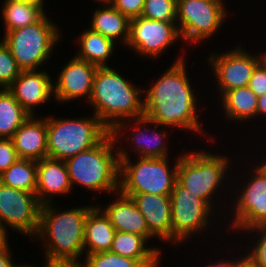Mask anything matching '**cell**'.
I'll use <instances>...</instances> for the list:
<instances>
[{"mask_svg": "<svg viewBox=\"0 0 266 267\" xmlns=\"http://www.w3.org/2000/svg\"><path fill=\"white\" fill-rule=\"evenodd\" d=\"M183 57H179L159 79L143 90L144 117L154 124L156 129L161 126L176 127L190 130L193 133L202 132L198 120V96L194 94L188 79Z\"/></svg>", "mask_w": 266, "mask_h": 267, "instance_id": "obj_1", "label": "cell"}, {"mask_svg": "<svg viewBox=\"0 0 266 267\" xmlns=\"http://www.w3.org/2000/svg\"><path fill=\"white\" fill-rule=\"evenodd\" d=\"M142 93L139 87L126 80L113 68L109 66L97 68L88 103L94 107V114L110 130L116 142L120 139L123 128L129 126L130 119L143 117Z\"/></svg>", "mask_w": 266, "mask_h": 267, "instance_id": "obj_2", "label": "cell"}, {"mask_svg": "<svg viewBox=\"0 0 266 267\" xmlns=\"http://www.w3.org/2000/svg\"><path fill=\"white\" fill-rule=\"evenodd\" d=\"M93 207H76L60 212L53 208L52 203L41 206L40 226L35 238L46 247V260L78 261L82 257L85 221Z\"/></svg>", "mask_w": 266, "mask_h": 267, "instance_id": "obj_3", "label": "cell"}, {"mask_svg": "<svg viewBox=\"0 0 266 267\" xmlns=\"http://www.w3.org/2000/svg\"><path fill=\"white\" fill-rule=\"evenodd\" d=\"M116 143L109 132L97 145L67 159L65 163L71 184L77 183L91 192H118L119 154Z\"/></svg>", "mask_w": 266, "mask_h": 267, "instance_id": "obj_4", "label": "cell"}, {"mask_svg": "<svg viewBox=\"0 0 266 267\" xmlns=\"http://www.w3.org/2000/svg\"><path fill=\"white\" fill-rule=\"evenodd\" d=\"M117 150L119 154L120 193L171 195L177 182L179 156L173 167H169L168 157H138L134 164L130 160L127 151L122 149V146H117Z\"/></svg>", "mask_w": 266, "mask_h": 267, "instance_id": "obj_5", "label": "cell"}, {"mask_svg": "<svg viewBox=\"0 0 266 267\" xmlns=\"http://www.w3.org/2000/svg\"><path fill=\"white\" fill-rule=\"evenodd\" d=\"M109 132L94 113L89 118L47 117V157L66 161L97 145Z\"/></svg>", "mask_w": 266, "mask_h": 267, "instance_id": "obj_6", "label": "cell"}, {"mask_svg": "<svg viewBox=\"0 0 266 267\" xmlns=\"http://www.w3.org/2000/svg\"><path fill=\"white\" fill-rule=\"evenodd\" d=\"M229 162L228 157L207 150L185 153L183 149L179 156L177 182L213 208V195L224 184Z\"/></svg>", "mask_w": 266, "mask_h": 267, "instance_id": "obj_7", "label": "cell"}, {"mask_svg": "<svg viewBox=\"0 0 266 267\" xmlns=\"http://www.w3.org/2000/svg\"><path fill=\"white\" fill-rule=\"evenodd\" d=\"M46 15L31 25L5 32L2 38L21 70H37L50 59L60 39L57 25Z\"/></svg>", "mask_w": 266, "mask_h": 267, "instance_id": "obj_8", "label": "cell"}, {"mask_svg": "<svg viewBox=\"0 0 266 267\" xmlns=\"http://www.w3.org/2000/svg\"><path fill=\"white\" fill-rule=\"evenodd\" d=\"M176 9L181 40L190 44L214 36L227 18L222 0H177Z\"/></svg>", "mask_w": 266, "mask_h": 267, "instance_id": "obj_9", "label": "cell"}, {"mask_svg": "<svg viewBox=\"0 0 266 267\" xmlns=\"http://www.w3.org/2000/svg\"><path fill=\"white\" fill-rule=\"evenodd\" d=\"M170 198L174 243L184 242L197 232L207 230L208 223L211 224L209 218L214 215V208L212 210L202 198L195 196L178 182L175 183Z\"/></svg>", "mask_w": 266, "mask_h": 267, "instance_id": "obj_10", "label": "cell"}, {"mask_svg": "<svg viewBox=\"0 0 266 267\" xmlns=\"http://www.w3.org/2000/svg\"><path fill=\"white\" fill-rule=\"evenodd\" d=\"M42 204L36 193L6 186L0 182V225L23 235L35 236L40 226Z\"/></svg>", "mask_w": 266, "mask_h": 267, "instance_id": "obj_11", "label": "cell"}, {"mask_svg": "<svg viewBox=\"0 0 266 267\" xmlns=\"http://www.w3.org/2000/svg\"><path fill=\"white\" fill-rule=\"evenodd\" d=\"M247 181L234 203V220L231 219L230 226L235 231L266 225V165H257Z\"/></svg>", "mask_w": 266, "mask_h": 267, "instance_id": "obj_12", "label": "cell"}, {"mask_svg": "<svg viewBox=\"0 0 266 267\" xmlns=\"http://www.w3.org/2000/svg\"><path fill=\"white\" fill-rule=\"evenodd\" d=\"M265 58V51L261 55H252L240 46L232 50L209 56L208 62L218 84L220 97L231 89L248 86L255 67Z\"/></svg>", "mask_w": 266, "mask_h": 267, "instance_id": "obj_13", "label": "cell"}, {"mask_svg": "<svg viewBox=\"0 0 266 267\" xmlns=\"http://www.w3.org/2000/svg\"><path fill=\"white\" fill-rule=\"evenodd\" d=\"M176 23L149 20L141 16L133 18L130 21V37L127 46L139 53V56L157 58L181 38Z\"/></svg>", "mask_w": 266, "mask_h": 267, "instance_id": "obj_14", "label": "cell"}, {"mask_svg": "<svg viewBox=\"0 0 266 267\" xmlns=\"http://www.w3.org/2000/svg\"><path fill=\"white\" fill-rule=\"evenodd\" d=\"M97 68L90 62L81 60L76 56L72 57L58 74V79L53 85V98L65 103L84 97L88 103L92 95L93 80Z\"/></svg>", "mask_w": 266, "mask_h": 267, "instance_id": "obj_15", "label": "cell"}, {"mask_svg": "<svg viewBox=\"0 0 266 267\" xmlns=\"http://www.w3.org/2000/svg\"><path fill=\"white\" fill-rule=\"evenodd\" d=\"M20 105L35 115L36 106L51 101L53 83L47 71L21 70L16 80L7 88Z\"/></svg>", "mask_w": 266, "mask_h": 267, "instance_id": "obj_16", "label": "cell"}, {"mask_svg": "<svg viewBox=\"0 0 266 267\" xmlns=\"http://www.w3.org/2000/svg\"><path fill=\"white\" fill-rule=\"evenodd\" d=\"M131 197L144 216L149 231L164 242L172 241L171 198L156 194H123Z\"/></svg>", "mask_w": 266, "mask_h": 267, "instance_id": "obj_17", "label": "cell"}, {"mask_svg": "<svg viewBox=\"0 0 266 267\" xmlns=\"http://www.w3.org/2000/svg\"><path fill=\"white\" fill-rule=\"evenodd\" d=\"M72 187L65 161L50 157L37 161L36 195L42 205L51 203L53 195H68Z\"/></svg>", "mask_w": 266, "mask_h": 267, "instance_id": "obj_18", "label": "cell"}, {"mask_svg": "<svg viewBox=\"0 0 266 267\" xmlns=\"http://www.w3.org/2000/svg\"><path fill=\"white\" fill-rule=\"evenodd\" d=\"M116 194V201L102 208L99 207L109 218L110 223L116 231L138 234L147 241L155 236L149 231L144 216L137 208L131 197L125 196L119 191Z\"/></svg>", "mask_w": 266, "mask_h": 267, "instance_id": "obj_19", "label": "cell"}, {"mask_svg": "<svg viewBox=\"0 0 266 267\" xmlns=\"http://www.w3.org/2000/svg\"><path fill=\"white\" fill-rule=\"evenodd\" d=\"M19 159L39 161L47 157V117H30L11 137Z\"/></svg>", "mask_w": 266, "mask_h": 267, "instance_id": "obj_20", "label": "cell"}, {"mask_svg": "<svg viewBox=\"0 0 266 267\" xmlns=\"http://www.w3.org/2000/svg\"><path fill=\"white\" fill-rule=\"evenodd\" d=\"M115 232L109 218L99 208V205L93 207L88 212L85 221V255L110 251Z\"/></svg>", "mask_w": 266, "mask_h": 267, "instance_id": "obj_21", "label": "cell"}, {"mask_svg": "<svg viewBox=\"0 0 266 267\" xmlns=\"http://www.w3.org/2000/svg\"><path fill=\"white\" fill-rule=\"evenodd\" d=\"M104 6L95 9L89 28L111 39L122 40L124 45L128 44L130 37V19L114 8L108 1L101 2Z\"/></svg>", "mask_w": 266, "mask_h": 267, "instance_id": "obj_22", "label": "cell"}, {"mask_svg": "<svg viewBox=\"0 0 266 267\" xmlns=\"http://www.w3.org/2000/svg\"><path fill=\"white\" fill-rule=\"evenodd\" d=\"M135 125L136 132L133 133L132 139L129 136L127 139H129V145L130 141L132 140V148L131 150H134L140 158H165L168 157V148L166 146L167 144V137H166V131H156L155 129L151 131L149 129L148 124L150 123V120L146 117H140L137 119H130L129 122H132ZM135 121V122H134ZM146 126L148 127H144ZM144 125V126H143ZM137 126V127H136ZM144 128L142 131V127ZM150 135V136H149ZM165 139V141H163ZM166 143V144H165ZM135 144V145H134ZM138 151V152H137Z\"/></svg>", "mask_w": 266, "mask_h": 267, "instance_id": "obj_23", "label": "cell"}, {"mask_svg": "<svg viewBox=\"0 0 266 267\" xmlns=\"http://www.w3.org/2000/svg\"><path fill=\"white\" fill-rule=\"evenodd\" d=\"M147 240L138 234L116 231L110 251L132 259L140 260L146 267H158L160 254L156 247L146 248Z\"/></svg>", "mask_w": 266, "mask_h": 267, "instance_id": "obj_24", "label": "cell"}, {"mask_svg": "<svg viewBox=\"0 0 266 267\" xmlns=\"http://www.w3.org/2000/svg\"><path fill=\"white\" fill-rule=\"evenodd\" d=\"M221 106L229 121H247L257 117L258 97L248 87H239L226 91L220 98Z\"/></svg>", "mask_w": 266, "mask_h": 267, "instance_id": "obj_25", "label": "cell"}, {"mask_svg": "<svg viewBox=\"0 0 266 267\" xmlns=\"http://www.w3.org/2000/svg\"><path fill=\"white\" fill-rule=\"evenodd\" d=\"M78 42L81 50L75 55L77 58L97 67L108 66L106 62L115 49L114 41L89 28L81 33Z\"/></svg>", "mask_w": 266, "mask_h": 267, "instance_id": "obj_26", "label": "cell"}, {"mask_svg": "<svg viewBox=\"0 0 266 267\" xmlns=\"http://www.w3.org/2000/svg\"><path fill=\"white\" fill-rule=\"evenodd\" d=\"M1 9L5 32L31 25L46 14L39 6L21 0H5Z\"/></svg>", "mask_w": 266, "mask_h": 267, "instance_id": "obj_27", "label": "cell"}, {"mask_svg": "<svg viewBox=\"0 0 266 267\" xmlns=\"http://www.w3.org/2000/svg\"><path fill=\"white\" fill-rule=\"evenodd\" d=\"M29 117L8 89H0V138H11Z\"/></svg>", "mask_w": 266, "mask_h": 267, "instance_id": "obj_28", "label": "cell"}, {"mask_svg": "<svg viewBox=\"0 0 266 267\" xmlns=\"http://www.w3.org/2000/svg\"><path fill=\"white\" fill-rule=\"evenodd\" d=\"M0 182L12 188L36 193L37 161L18 159L0 174Z\"/></svg>", "mask_w": 266, "mask_h": 267, "instance_id": "obj_29", "label": "cell"}, {"mask_svg": "<svg viewBox=\"0 0 266 267\" xmlns=\"http://www.w3.org/2000/svg\"><path fill=\"white\" fill-rule=\"evenodd\" d=\"M84 267H146L140 260L124 257L111 251L87 254Z\"/></svg>", "mask_w": 266, "mask_h": 267, "instance_id": "obj_30", "label": "cell"}, {"mask_svg": "<svg viewBox=\"0 0 266 267\" xmlns=\"http://www.w3.org/2000/svg\"><path fill=\"white\" fill-rule=\"evenodd\" d=\"M177 0H145L141 17L160 22H177Z\"/></svg>", "mask_w": 266, "mask_h": 267, "instance_id": "obj_31", "label": "cell"}, {"mask_svg": "<svg viewBox=\"0 0 266 267\" xmlns=\"http://www.w3.org/2000/svg\"><path fill=\"white\" fill-rule=\"evenodd\" d=\"M21 69L11 51L0 41V89H7L19 76Z\"/></svg>", "mask_w": 266, "mask_h": 267, "instance_id": "obj_32", "label": "cell"}, {"mask_svg": "<svg viewBox=\"0 0 266 267\" xmlns=\"http://www.w3.org/2000/svg\"><path fill=\"white\" fill-rule=\"evenodd\" d=\"M245 231H247V233L248 231H250V233L256 231V233H259L258 237L261 234L260 238H257V242L254 241L255 245L250 249L248 254L260 267H266V225L252 227Z\"/></svg>", "mask_w": 266, "mask_h": 267, "instance_id": "obj_33", "label": "cell"}, {"mask_svg": "<svg viewBox=\"0 0 266 267\" xmlns=\"http://www.w3.org/2000/svg\"><path fill=\"white\" fill-rule=\"evenodd\" d=\"M114 8L126 15L130 20L140 17L145 0H107Z\"/></svg>", "mask_w": 266, "mask_h": 267, "instance_id": "obj_34", "label": "cell"}, {"mask_svg": "<svg viewBox=\"0 0 266 267\" xmlns=\"http://www.w3.org/2000/svg\"><path fill=\"white\" fill-rule=\"evenodd\" d=\"M248 87L257 97L266 93V57L255 67Z\"/></svg>", "mask_w": 266, "mask_h": 267, "instance_id": "obj_35", "label": "cell"}, {"mask_svg": "<svg viewBox=\"0 0 266 267\" xmlns=\"http://www.w3.org/2000/svg\"><path fill=\"white\" fill-rule=\"evenodd\" d=\"M19 159L11 138H0V174Z\"/></svg>", "mask_w": 266, "mask_h": 267, "instance_id": "obj_36", "label": "cell"}, {"mask_svg": "<svg viewBox=\"0 0 266 267\" xmlns=\"http://www.w3.org/2000/svg\"><path fill=\"white\" fill-rule=\"evenodd\" d=\"M10 248L9 246L0 251V267H31V265H16L12 262V259L10 258Z\"/></svg>", "mask_w": 266, "mask_h": 267, "instance_id": "obj_37", "label": "cell"}, {"mask_svg": "<svg viewBox=\"0 0 266 267\" xmlns=\"http://www.w3.org/2000/svg\"><path fill=\"white\" fill-rule=\"evenodd\" d=\"M232 267H260L254 259L246 254L244 257H239V259L232 260Z\"/></svg>", "mask_w": 266, "mask_h": 267, "instance_id": "obj_38", "label": "cell"}, {"mask_svg": "<svg viewBox=\"0 0 266 267\" xmlns=\"http://www.w3.org/2000/svg\"><path fill=\"white\" fill-rule=\"evenodd\" d=\"M45 265L43 267H84L83 263L79 261H50L45 260Z\"/></svg>", "mask_w": 266, "mask_h": 267, "instance_id": "obj_39", "label": "cell"}, {"mask_svg": "<svg viewBox=\"0 0 266 267\" xmlns=\"http://www.w3.org/2000/svg\"><path fill=\"white\" fill-rule=\"evenodd\" d=\"M266 116V93L258 97L257 102V117Z\"/></svg>", "mask_w": 266, "mask_h": 267, "instance_id": "obj_40", "label": "cell"}, {"mask_svg": "<svg viewBox=\"0 0 266 267\" xmlns=\"http://www.w3.org/2000/svg\"><path fill=\"white\" fill-rule=\"evenodd\" d=\"M7 229L3 228L0 225V251L6 249L9 244H8V233Z\"/></svg>", "mask_w": 266, "mask_h": 267, "instance_id": "obj_41", "label": "cell"}, {"mask_svg": "<svg viewBox=\"0 0 266 267\" xmlns=\"http://www.w3.org/2000/svg\"><path fill=\"white\" fill-rule=\"evenodd\" d=\"M205 267H232V260H225L224 259H219V261L215 262V264H210Z\"/></svg>", "mask_w": 266, "mask_h": 267, "instance_id": "obj_42", "label": "cell"}, {"mask_svg": "<svg viewBox=\"0 0 266 267\" xmlns=\"http://www.w3.org/2000/svg\"><path fill=\"white\" fill-rule=\"evenodd\" d=\"M21 1H24L26 3H30V4H34L36 6H39L40 8H42L44 10V0H21Z\"/></svg>", "mask_w": 266, "mask_h": 267, "instance_id": "obj_43", "label": "cell"}]
</instances>
